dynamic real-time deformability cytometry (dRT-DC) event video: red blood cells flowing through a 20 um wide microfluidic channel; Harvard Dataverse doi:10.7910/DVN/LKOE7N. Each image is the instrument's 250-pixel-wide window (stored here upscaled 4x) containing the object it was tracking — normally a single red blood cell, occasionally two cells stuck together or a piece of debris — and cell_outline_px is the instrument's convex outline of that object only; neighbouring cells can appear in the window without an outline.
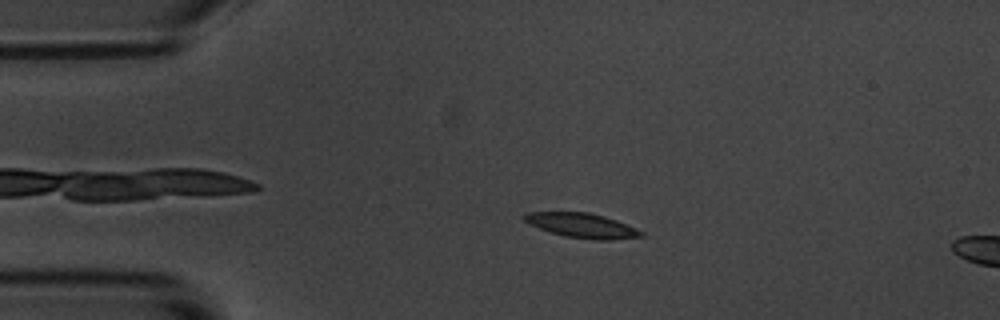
{"species": "common noctule bat (a hibernating species)", "species_latin": "Nyctalus noctula", "temperature_condition": "room temperature", "stored_images_in_passage": 58, "segment_of_instrument_passage": [1, 2], "camera_frame_rate_fps": 3000, "um_per_image_px": 0.085, "animal": {"sex": "male", "body_mass_g": 20.1, "forearm_length_mm": 53.5}, "frame": {"image": 1, "passage_image": 12, "time_ms": 3.667, "image_size_px": [1000, 320], "cell_outline_px": [[644, 236], [608, 240], [592, 240], [564, 236], [548, 232], [528, 224], [520, 216], [528, 212], [588, 212], [604, 216], [616, 220], [636, 228], [644, 232]], "centroid_in_image_um": [49.43, 19.17], "position_along_channel_um": 35.6, "area_um2": 16.94}}
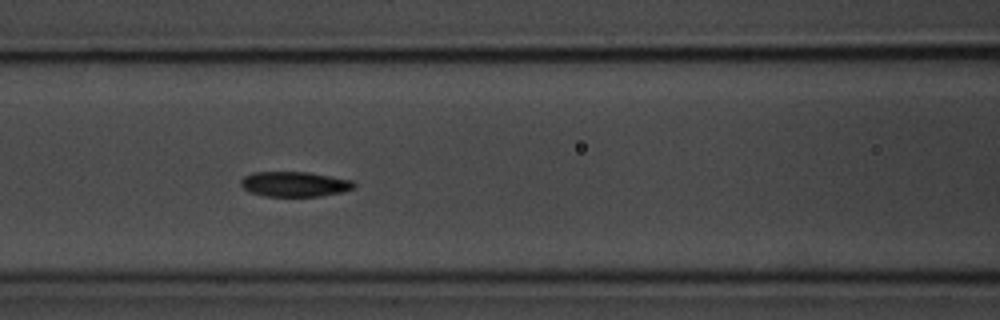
{"frame": {"image": 2, "passage_image": 24, "time_ms": 7.667, "image_size_px": [1000, 320], "cell_outline_px": [[356, 188], [344, 192], [320, 196], [264, 196], [252, 192], [244, 188], [240, 184], [240, 180], [244, 176], [252, 172], [308, 172], [332, 176], [352, 180], [356, 184]], "centroid_in_image_um": [25.08, 15.64], "position_along_channel_um": 141.5, "area_um2": 16.65}}
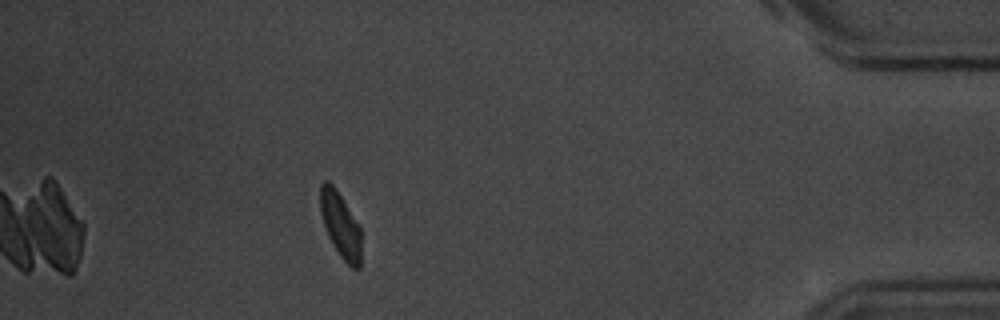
{"frame": {"image": 3, "passage_image": 51, "time_ms": 16.667, "image_size_px": [1000, 320], "cell_outline_px": [[360, 268], [352, 268], [340, 256], [332, 244], [328, 236], [320, 212], [320, 184], [324, 180], [328, 180], [336, 188], [360, 228]], "centroid_in_image_um": [28.91, 19.1], "position_along_channel_um": 406.3, "area_um2": 15.37}}